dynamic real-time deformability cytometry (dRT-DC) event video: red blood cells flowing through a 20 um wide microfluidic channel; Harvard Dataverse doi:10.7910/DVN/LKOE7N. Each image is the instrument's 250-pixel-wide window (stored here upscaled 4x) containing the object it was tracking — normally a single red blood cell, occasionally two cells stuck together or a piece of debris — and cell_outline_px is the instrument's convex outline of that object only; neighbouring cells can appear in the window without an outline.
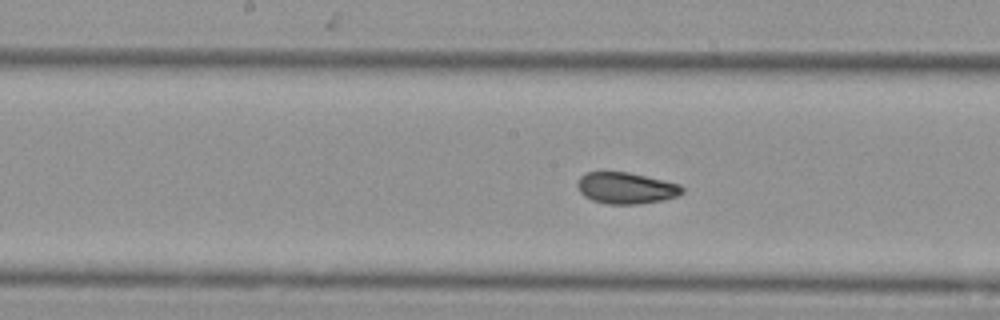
{"species": "Egyptian fruit bat (a non-hibernating species)", "species_latin": "Rousettus aegyptiacus", "temperature_condition": "cold", "stored_images_in_passage": 30, "camera_frame_rate_fps": 3000, "um_per_image_px": 0.085, "animal": {"sex": "female"}, "frame": {"image": 1, "passage_image": 13, "time_ms": 4.0, "image_size_px": [1000, 320], "cell_outline_px": [[684, 192], [676, 196], [664, 200], [640, 204], [608, 204], [592, 200], [584, 196], [580, 192], [576, 184], [580, 176], [588, 172], [628, 172], [680, 184], [684, 188]], "centroid_in_image_um": [53.21, 15.99], "position_along_channel_um": 195.0, "area_um2": 19.19}}
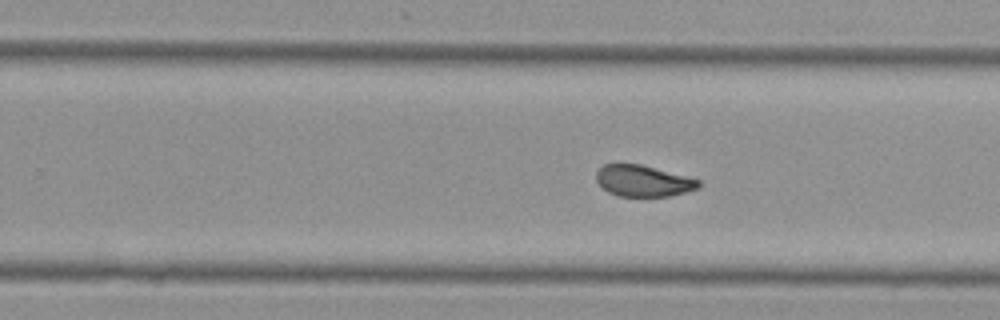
{"frame": {"image": 2, "passage_image": 20, "time_ms": 6.333, "image_size_px": [1000, 320], "cell_outline_px": [[700, 188], [668, 196], [616, 196], [608, 192], [596, 180], [596, 172], [604, 164], [616, 160], [640, 164], [700, 180]], "centroid_in_image_um": [54.6, 15.34], "position_along_channel_um": 275.2, "area_um2": 18.96}}
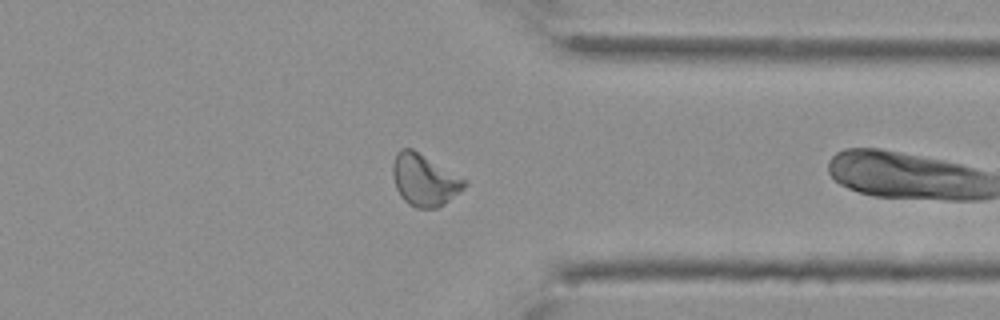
{"frame": {"image": 3, "passage_image": 29, "time_ms": 9.333, "image_size_px": [1000, 320], "cell_outline_px": [[468, 184], [464, 188], [444, 204], [436, 208], [416, 208], [408, 204], [400, 196], [396, 188], [392, 176], [392, 164], [396, 152], [400, 148], [412, 148], [468, 180]], "centroid_in_image_um": [36.06, 15.29], "position_along_channel_um": 375.3, "area_um2": 21.85}}